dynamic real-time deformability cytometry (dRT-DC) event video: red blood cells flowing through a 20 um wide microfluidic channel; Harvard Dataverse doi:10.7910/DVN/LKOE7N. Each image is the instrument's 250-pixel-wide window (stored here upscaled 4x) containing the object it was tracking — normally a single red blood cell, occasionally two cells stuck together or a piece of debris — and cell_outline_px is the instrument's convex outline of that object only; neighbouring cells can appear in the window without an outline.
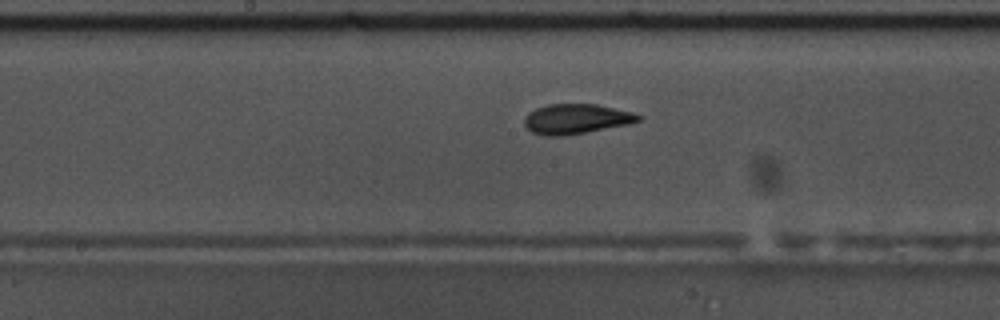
{"species": "common noctule bat (a hibernating species)", "species_latin": "Nyctalus noctula", "temperature_condition": "warm", "stored_images_in_passage": 40, "camera_frame_rate_fps": 3000, "um_per_image_px": 0.085, "animal": {"sex": "male", "body_mass_g": 17.5, "forearm_length_mm": 52.3}, "frame": {"image": 1, "passage_image": 23, "time_ms": 7.333, "image_size_px": [1000, 320], "cell_outline_px": [[644, 116], [640, 120], [632, 124], [564, 136], [544, 136], [532, 132], [524, 124], [524, 120], [528, 112], [536, 108], [548, 104], [596, 104], [632, 112]], "centroid_in_image_um": [49.0, 10.11], "position_along_channel_um": 199.2, "area_um2": 20.06}}